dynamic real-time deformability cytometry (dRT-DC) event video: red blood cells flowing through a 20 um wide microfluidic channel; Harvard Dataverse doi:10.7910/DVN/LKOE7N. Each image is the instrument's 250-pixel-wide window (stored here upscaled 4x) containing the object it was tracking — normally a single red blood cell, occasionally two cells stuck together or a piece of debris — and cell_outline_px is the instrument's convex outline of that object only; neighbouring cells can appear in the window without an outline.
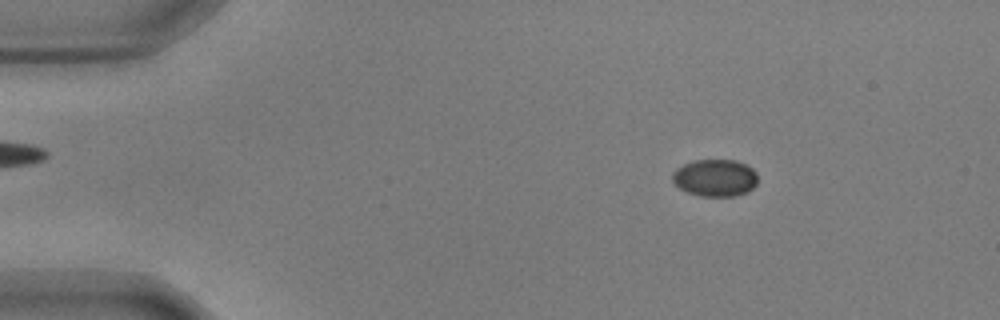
{"species": "common noctule bat (a hibernating species)", "species_latin": "Nyctalus noctula", "temperature_condition": "warm", "stored_images_in_passage": 55, "camera_frame_rate_fps": 3000, "um_per_image_px": 0.085, "animal": {"sex": "male", "body_mass_g": 17.9, "forearm_length_mm": 54.2}, "frame": {"image": 1, "passage_image": 8, "time_ms": 2.333, "image_size_px": [1000, 320], "cell_outline_px": [[756, 184], [748, 192], [736, 196], [700, 196], [688, 192], [680, 188], [672, 180], [672, 172], [676, 168], [692, 160], [736, 160], [752, 168], [756, 172]], "centroid_in_image_um": [60.77, 15.11], "position_along_channel_um": 24.2, "area_um2": 18.5}}
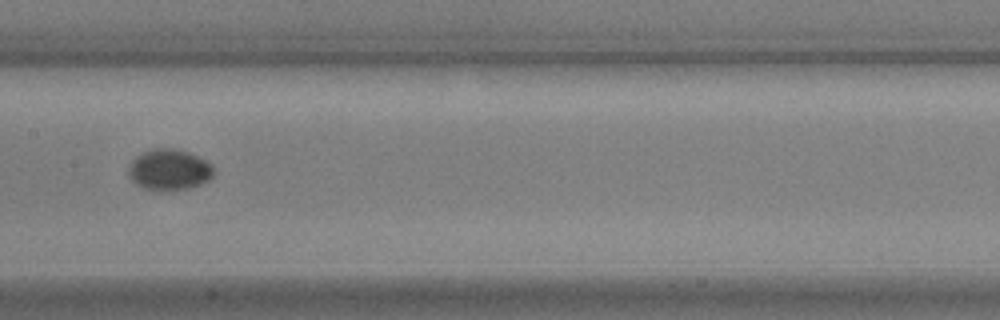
{"frame": {"image": 2, "passage_image": 28, "time_ms": 9.0, "image_size_px": [1000, 320], "cell_outline_px": [[216, 172], [208, 180], [200, 184], [188, 188], [160, 192], [152, 192], [136, 184], [128, 176], [128, 168], [132, 160], [136, 156], [152, 148], [172, 148], [188, 152], [212, 164], [216, 168]], "centroid_in_image_um": [14.37, 14.45], "position_along_channel_um": 193.0, "area_um2": 20.69}}
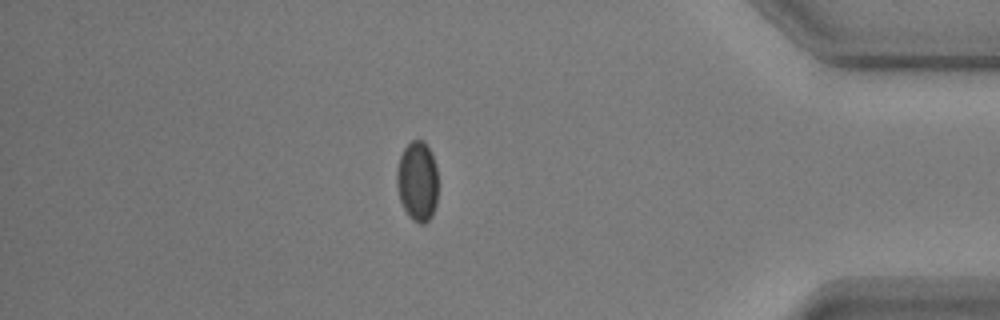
{"frame": {"image": 3, "passage_image": 48, "time_ms": 15.667, "image_size_px": [1000, 320], "cell_outline_px": [[436, 204], [432, 216], [424, 224], [420, 224], [412, 220], [408, 216], [400, 200], [396, 184], [396, 172], [400, 156], [404, 148], [412, 140], [424, 140], [432, 152], [436, 164]], "centroid_in_image_um": [35.47, 15.4], "position_along_channel_um": 399.7, "area_um2": 19.36}, "authors_computed_cell_mechanics": {"area_um2": 19.1318, "velocity_mm_per_s": 3.6236, "shape_relaxation_time_tau1_ms": 9.7576, "shape_relaxation_time_tau2_ms": null, "deformation_change_tau1": 0.0713, "deformation_change_tau2": null}}